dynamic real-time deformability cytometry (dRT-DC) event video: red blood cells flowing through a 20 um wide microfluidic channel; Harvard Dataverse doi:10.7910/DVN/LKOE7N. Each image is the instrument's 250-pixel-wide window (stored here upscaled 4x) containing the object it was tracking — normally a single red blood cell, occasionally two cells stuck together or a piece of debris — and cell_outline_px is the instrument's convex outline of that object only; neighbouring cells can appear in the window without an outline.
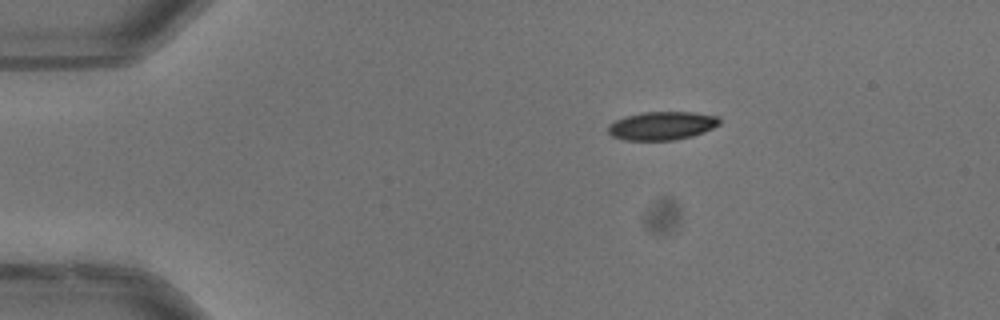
{"species": "common noctule bat (a hibernating species)", "species_latin": "Nyctalus noctula", "temperature_condition": "warm", "stored_images_in_passage": 16, "camera_frame_rate_fps": 3000, "um_per_image_px": 0.085, "animal": {"sex": "male", "body_mass_g": 13.3}, "frame": {"image": 1, "passage_image": 1, "time_ms": 0.0, "image_size_px": [1000, 320], "cell_outline_px": [[720, 124], [704, 132], [692, 136], [672, 140], [624, 140], [612, 136], [608, 132], [608, 124], [624, 116], [644, 112], [692, 112], [716, 116], [720, 120]], "centroid_in_image_um": [56.24, 10.69], "position_along_channel_um": 28.8, "area_um2": 18.38}}
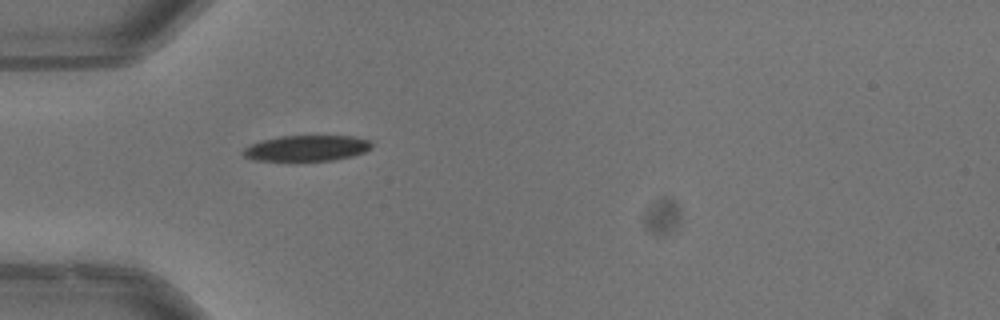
{"frame": {"image": 2, "passage_image": 8, "time_ms": 2.333, "image_size_px": [1000, 320], "cell_outline_px": [[372, 148], [364, 152], [352, 156], [336, 160], [292, 164], [252, 160], [244, 156], [244, 148], [260, 140], [280, 136], [352, 136], [368, 140], [372, 144]], "centroid_in_image_um": [26.02, 12.66], "position_along_channel_um": 59.0, "area_um2": 20.35}}